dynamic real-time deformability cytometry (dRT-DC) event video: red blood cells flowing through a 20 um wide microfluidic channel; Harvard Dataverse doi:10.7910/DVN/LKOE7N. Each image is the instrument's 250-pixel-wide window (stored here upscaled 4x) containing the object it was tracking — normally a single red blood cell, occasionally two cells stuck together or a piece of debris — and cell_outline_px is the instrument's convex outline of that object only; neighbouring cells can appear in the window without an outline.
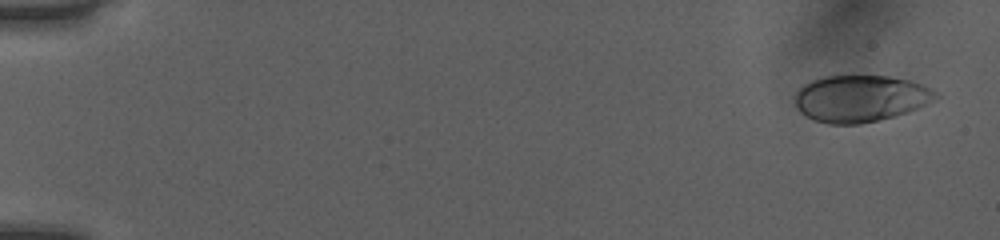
{"species": "human", "species_latin": "Homo sapiens", "temperature_condition": "room temperature", "stored_images_in_passage": 50, "camera_frame_rate_fps": 3000, "um_per_image_px": 0.085, "donor": {"sex": "female"}, "frame": {"image": 1, "passage_image": 1, "time_ms": 0.0, "image_size_px": [1000, 240], "cell_outline_px": [[940, 96], [936, 100], [908, 112], [860, 124], [828, 124], [812, 120], [800, 112], [796, 108], [796, 92], [804, 84], [812, 80], [824, 76], [888, 76], [908, 80], [924, 84], [932, 88]], "centroid_in_image_um": [73.15, 8.37], "position_along_channel_um": 11.9, "area_um2": 38.44}}
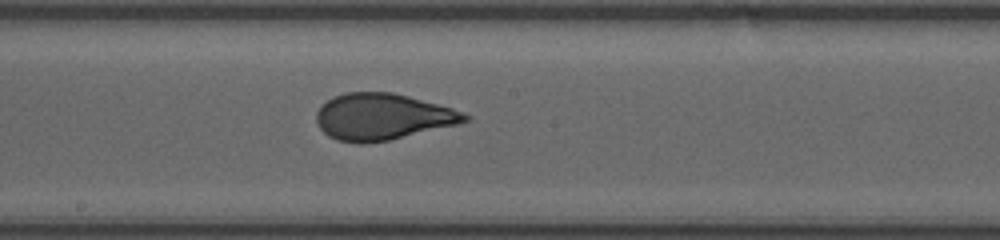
{"frame": {"image": 2, "passage_image": 28, "time_ms": 9.0, "image_size_px": [1000, 240], "cell_outline_px": [[468, 120], [456, 124], [388, 140], [360, 144], [336, 140], [328, 136], [320, 128], [316, 120], [316, 112], [328, 100], [344, 92], [392, 92], [408, 96], [452, 108], [468, 116]], "centroid_in_image_um": [32.45, 9.92], "position_along_channel_um": 215.7, "area_um2": 39.54}}
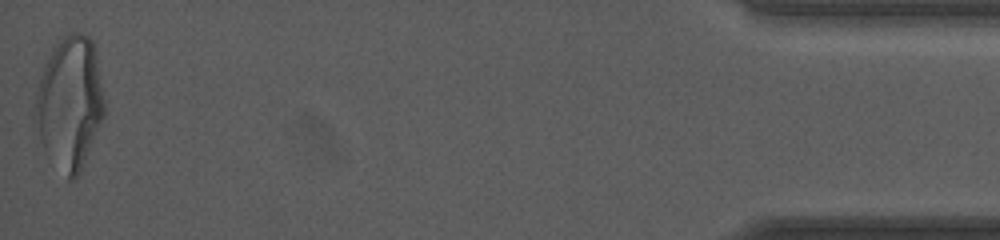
{"frame": {"image": 3, "passage_image": 50, "time_ms": 16.333, "image_size_px": [1000, 240], "cell_outline_px": [[104, 116], [80, 172], [72, 180], [68, 180], [44, 148], [40, 140], [36, 112], [36, 92], [44, 68], [52, 48], [60, 40], [72, 32], [80, 32], [88, 36], [92, 40], [104, 100]], "centroid_in_image_um": [5.95, 8.75], "position_along_channel_um": 429.3, "area_um2": 51.96}, "authors_computed_cell_mechanics": {"area_um2": 39.7664, "velocity_mm_per_s": 4.0585, "shape_relaxation_time_tau1_ms": 5.0211, "shape_relaxation_time_tau2_ms": null, "deformation_change_tau1": 0.1923, "deformation_change_tau2": null}}